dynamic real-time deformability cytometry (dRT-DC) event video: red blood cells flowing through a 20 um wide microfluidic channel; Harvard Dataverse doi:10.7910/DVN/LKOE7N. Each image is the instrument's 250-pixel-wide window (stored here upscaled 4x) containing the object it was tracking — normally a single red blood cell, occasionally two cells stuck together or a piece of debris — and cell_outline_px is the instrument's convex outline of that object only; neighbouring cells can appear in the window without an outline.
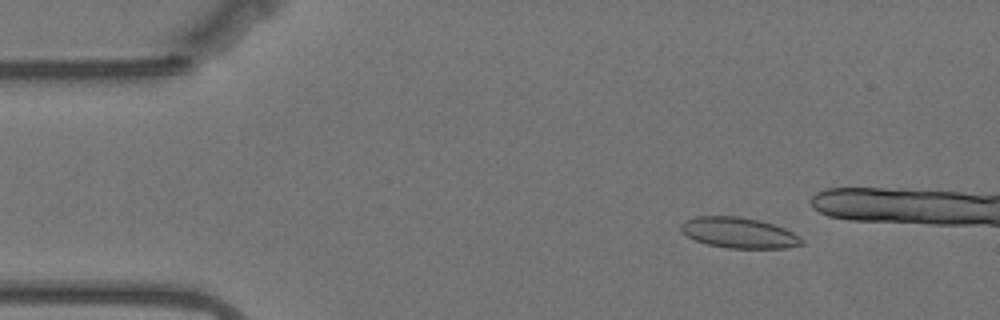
{"species": "Egyptian fruit bat (a non-hibernating species)", "species_latin": "Rousettus aegyptiacus", "temperature_condition": "warm", "stored_images_in_passage": 46, "camera_frame_rate_fps": 3000, "um_per_image_px": 0.085, "animal": {"sex": "female"}, "frame": {"image": 1, "passage_image": 8, "time_ms": 2.333, "image_size_px": [1000, 320], "cell_outline_px": [[804, 244], [788, 248], [728, 248], [708, 244], [696, 240], [688, 236], [680, 228], [680, 224], [696, 216], [736, 216], [760, 220], [784, 228], [800, 236], [804, 240]], "centroid_in_image_um": [62.85, 19.79], "position_along_channel_um": 22.1, "area_um2": 21.44}}
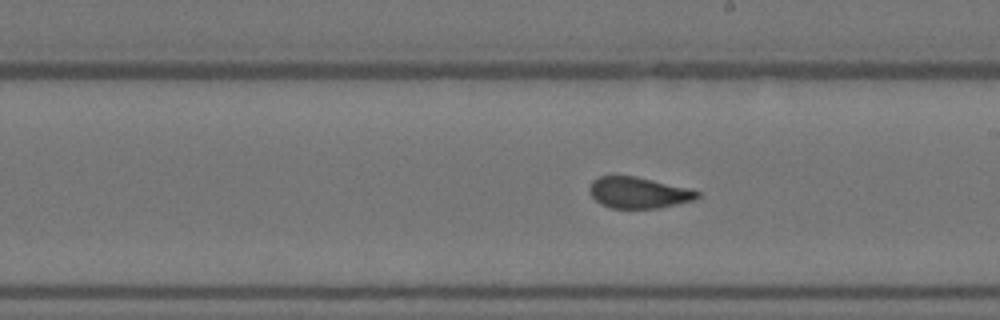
{"frame": {"image": 2, "passage_image": 32, "time_ms": 10.333, "image_size_px": [1000, 320], "cell_outline_px": [[700, 196], [696, 200], [660, 208], [612, 208], [600, 204], [592, 196], [588, 188], [592, 180], [600, 176], [636, 176], [692, 188], [700, 192]], "centroid_in_image_um": [54.32, 16.37], "position_along_channel_um": 234.7, "area_um2": 19.88}}
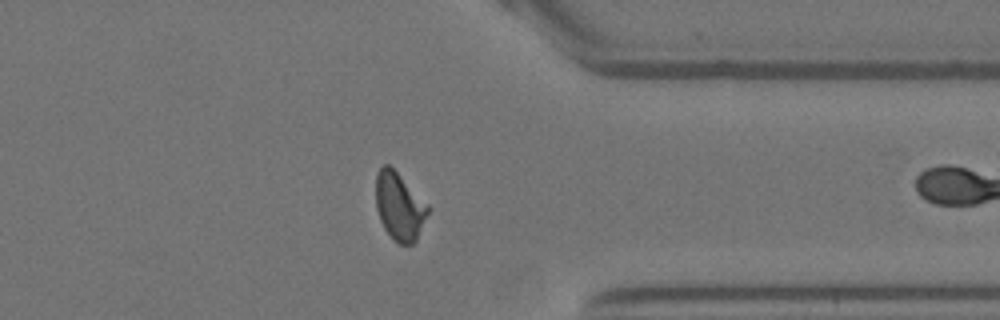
{"frame": {"image": 3, "passage_image": 45, "time_ms": 14.667, "image_size_px": [1000, 320], "cell_outline_px": [[432, 208], [416, 240], [412, 244], [400, 244], [392, 240], [384, 228], [380, 220], [376, 208], [376, 172], [384, 164], [388, 164]], "centroid_in_image_um": [33.96, 17.57], "position_along_channel_um": 377.4, "area_um2": 20.63}}